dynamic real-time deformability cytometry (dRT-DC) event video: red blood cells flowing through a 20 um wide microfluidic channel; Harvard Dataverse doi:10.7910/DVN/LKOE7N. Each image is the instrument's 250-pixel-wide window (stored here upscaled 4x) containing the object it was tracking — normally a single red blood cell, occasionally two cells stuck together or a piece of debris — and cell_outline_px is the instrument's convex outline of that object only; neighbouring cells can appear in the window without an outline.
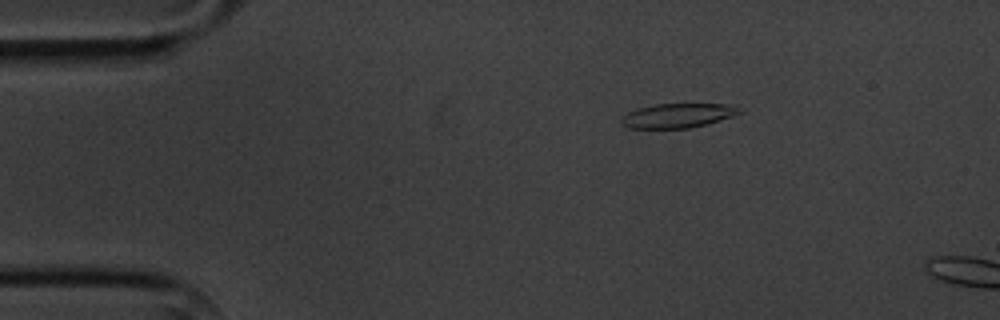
{"species": "common noctule bat (a hibernating species)", "species_latin": "Nyctalus noctula", "temperature_condition": "cold", "stored_images_in_passage": 4, "camera_frame_rate_fps": 3000, "um_per_image_px": 0.085, "animal": {"sex": "male", "body_mass_g": 20.1, "forearm_length_mm": 53.5}, "frame": {"image": 1, "passage_image": 3, "time_ms": 2.0, "image_size_px": [1000, 320], "cell_outline_px": [[744, 112], [720, 120], [688, 128], [628, 128], [620, 124], [620, 120], [628, 112], [636, 108], [656, 104], [724, 104], [736, 108]], "centroid_in_image_um": [57.53, 9.83], "position_along_channel_um": 27.5, "area_um2": 16.53}}